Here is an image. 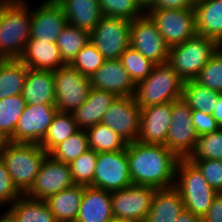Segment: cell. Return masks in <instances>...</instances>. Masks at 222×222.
<instances>
[{
	"label": "cell",
	"instance_id": "obj_31",
	"mask_svg": "<svg viewBox=\"0 0 222 222\" xmlns=\"http://www.w3.org/2000/svg\"><path fill=\"white\" fill-rule=\"evenodd\" d=\"M78 130L79 128L72 113L57 112L39 145L49 153L59 143Z\"/></svg>",
	"mask_w": 222,
	"mask_h": 222
},
{
	"label": "cell",
	"instance_id": "obj_33",
	"mask_svg": "<svg viewBox=\"0 0 222 222\" xmlns=\"http://www.w3.org/2000/svg\"><path fill=\"white\" fill-rule=\"evenodd\" d=\"M222 94L200 85L195 80L185 81L183 87V99L192 110H201L212 114L218 98Z\"/></svg>",
	"mask_w": 222,
	"mask_h": 222
},
{
	"label": "cell",
	"instance_id": "obj_41",
	"mask_svg": "<svg viewBox=\"0 0 222 222\" xmlns=\"http://www.w3.org/2000/svg\"><path fill=\"white\" fill-rule=\"evenodd\" d=\"M200 85L222 94V48L220 47L194 79Z\"/></svg>",
	"mask_w": 222,
	"mask_h": 222
},
{
	"label": "cell",
	"instance_id": "obj_28",
	"mask_svg": "<svg viewBox=\"0 0 222 222\" xmlns=\"http://www.w3.org/2000/svg\"><path fill=\"white\" fill-rule=\"evenodd\" d=\"M12 222H56L45 200L18 198L3 212Z\"/></svg>",
	"mask_w": 222,
	"mask_h": 222
},
{
	"label": "cell",
	"instance_id": "obj_38",
	"mask_svg": "<svg viewBox=\"0 0 222 222\" xmlns=\"http://www.w3.org/2000/svg\"><path fill=\"white\" fill-rule=\"evenodd\" d=\"M97 152L88 149L69 163L74 184L93 187V175L96 167Z\"/></svg>",
	"mask_w": 222,
	"mask_h": 222
},
{
	"label": "cell",
	"instance_id": "obj_6",
	"mask_svg": "<svg viewBox=\"0 0 222 222\" xmlns=\"http://www.w3.org/2000/svg\"><path fill=\"white\" fill-rule=\"evenodd\" d=\"M47 155L39 144L13 142L1 155L14 186L22 195L31 188Z\"/></svg>",
	"mask_w": 222,
	"mask_h": 222
},
{
	"label": "cell",
	"instance_id": "obj_45",
	"mask_svg": "<svg viewBox=\"0 0 222 222\" xmlns=\"http://www.w3.org/2000/svg\"><path fill=\"white\" fill-rule=\"evenodd\" d=\"M202 218L203 222H222V192L216 195L212 205Z\"/></svg>",
	"mask_w": 222,
	"mask_h": 222
},
{
	"label": "cell",
	"instance_id": "obj_10",
	"mask_svg": "<svg viewBox=\"0 0 222 222\" xmlns=\"http://www.w3.org/2000/svg\"><path fill=\"white\" fill-rule=\"evenodd\" d=\"M131 21L104 16L90 32V42L106 60L120 59L130 46Z\"/></svg>",
	"mask_w": 222,
	"mask_h": 222
},
{
	"label": "cell",
	"instance_id": "obj_24",
	"mask_svg": "<svg viewBox=\"0 0 222 222\" xmlns=\"http://www.w3.org/2000/svg\"><path fill=\"white\" fill-rule=\"evenodd\" d=\"M65 13L67 23L89 33L104 17L98 0H56Z\"/></svg>",
	"mask_w": 222,
	"mask_h": 222
},
{
	"label": "cell",
	"instance_id": "obj_49",
	"mask_svg": "<svg viewBox=\"0 0 222 222\" xmlns=\"http://www.w3.org/2000/svg\"><path fill=\"white\" fill-rule=\"evenodd\" d=\"M10 143V138L0 131V157Z\"/></svg>",
	"mask_w": 222,
	"mask_h": 222
},
{
	"label": "cell",
	"instance_id": "obj_52",
	"mask_svg": "<svg viewBox=\"0 0 222 222\" xmlns=\"http://www.w3.org/2000/svg\"><path fill=\"white\" fill-rule=\"evenodd\" d=\"M0 222H12L5 214L0 218Z\"/></svg>",
	"mask_w": 222,
	"mask_h": 222
},
{
	"label": "cell",
	"instance_id": "obj_48",
	"mask_svg": "<svg viewBox=\"0 0 222 222\" xmlns=\"http://www.w3.org/2000/svg\"><path fill=\"white\" fill-rule=\"evenodd\" d=\"M212 115L219 128H222V95L218 98L212 111Z\"/></svg>",
	"mask_w": 222,
	"mask_h": 222
},
{
	"label": "cell",
	"instance_id": "obj_46",
	"mask_svg": "<svg viewBox=\"0 0 222 222\" xmlns=\"http://www.w3.org/2000/svg\"><path fill=\"white\" fill-rule=\"evenodd\" d=\"M195 0H153L148 8H194Z\"/></svg>",
	"mask_w": 222,
	"mask_h": 222
},
{
	"label": "cell",
	"instance_id": "obj_19",
	"mask_svg": "<svg viewBox=\"0 0 222 222\" xmlns=\"http://www.w3.org/2000/svg\"><path fill=\"white\" fill-rule=\"evenodd\" d=\"M90 83L92 88L111 92L116 96H132L136 87L120 59L105 60L90 77Z\"/></svg>",
	"mask_w": 222,
	"mask_h": 222
},
{
	"label": "cell",
	"instance_id": "obj_37",
	"mask_svg": "<svg viewBox=\"0 0 222 222\" xmlns=\"http://www.w3.org/2000/svg\"><path fill=\"white\" fill-rule=\"evenodd\" d=\"M188 160L215 159L222 160V128L198 136L194 150Z\"/></svg>",
	"mask_w": 222,
	"mask_h": 222
},
{
	"label": "cell",
	"instance_id": "obj_20",
	"mask_svg": "<svg viewBox=\"0 0 222 222\" xmlns=\"http://www.w3.org/2000/svg\"><path fill=\"white\" fill-rule=\"evenodd\" d=\"M112 217L111 192L84 186L75 222H107Z\"/></svg>",
	"mask_w": 222,
	"mask_h": 222
},
{
	"label": "cell",
	"instance_id": "obj_50",
	"mask_svg": "<svg viewBox=\"0 0 222 222\" xmlns=\"http://www.w3.org/2000/svg\"><path fill=\"white\" fill-rule=\"evenodd\" d=\"M140 6L146 10L152 3H153V0H136Z\"/></svg>",
	"mask_w": 222,
	"mask_h": 222
},
{
	"label": "cell",
	"instance_id": "obj_16",
	"mask_svg": "<svg viewBox=\"0 0 222 222\" xmlns=\"http://www.w3.org/2000/svg\"><path fill=\"white\" fill-rule=\"evenodd\" d=\"M57 112L55 105H26L11 142L40 144Z\"/></svg>",
	"mask_w": 222,
	"mask_h": 222
},
{
	"label": "cell",
	"instance_id": "obj_2",
	"mask_svg": "<svg viewBox=\"0 0 222 222\" xmlns=\"http://www.w3.org/2000/svg\"><path fill=\"white\" fill-rule=\"evenodd\" d=\"M25 0L0 3V58L19 59L31 34V12Z\"/></svg>",
	"mask_w": 222,
	"mask_h": 222
},
{
	"label": "cell",
	"instance_id": "obj_44",
	"mask_svg": "<svg viewBox=\"0 0 222 222\" xmlns=\"http://www.w3.org/2000/svg\"><path fill=\"white\" fill-rule=\"evenodd\" d=\"M191 119L198 136L211 133L219 129L213 115L201 110H192Z\"/></svg>",
	"mask_w": 222,
	"mask_h": 222
},
{
	"label": "cell",
	"instance_id": "obj_17",
	"mask_svg": "<svg viewBox=\"0 0 222 222\" xmlns=\"http://www.w3.org/2000/svg\"><path fill=\"white\" fill-rule=\"evenodd\" d=\"M31 12L30 39L56 43L61 30L68 24L63 8L56 0H44Z\"/></svg>",
	"mask_w": 222,
	"mask_h": 222
},
{
	"label": "cell",
	"instance_id": "obj_13",
	"mask_svg": "<svg viewBox=\"0 0 222 222\" xmlns=\"http://www.w3.org/2000/svg\"><path fill=\"white\" fill-rule=\"evenodd\" d=\"M130 46L156 65L168 61L170 48L146 13L131 21Z\"/></svg>",
	"mask_w": 222,
	"mask_h": 222
},
{
	"label": "cell",
	"instance_id": "obj_36",
	"mask_svg": "<svg viewBox=\"0 0 222 222\" xmlns=\"http://www.w3.org/2000/svg\"><path fill=\"white\" fill-rule=\"evenodd\" d=\"M120 61L135 85L146 79L156 65L131 46L120 56Z\"/></svg>",
	"mask_w": 222,
	"mask_h": 222
},
{
	"label": "cell",
	"instance_id": "obj_11",
	"mask_svg": "<svg viewBox=\"0 0 222 222\" xmlns=\"http://www.w3.org/2000/svg\"><path fill=\"white\" fill-rule=\"evenodd\" d=\"M132 185L127 147L114 152L97 153L93 187L113 192Z\"/></svg>",
	"mask_w": 222,
	"mask_h": 222
},
{
	"label": "cell",
	"instance_id": "obj_8",
	"mask_svg": "<svg viewBox=\"0 0 222 222\" xmlns=\"http://www.w3.org/2000/svg\"><path fill=\"white\" fill-rule=\"evenodd\" d=\"M55 84V106L58 112H73L80 107L92 88L90 78L81 74L70 64L53 71Z\"/></svg>",
	"mask_w": 222,
	"mask_h": 222
},
{
	"label": "cell",
	"instance_id": "obj_39",
	"mask_svg": "<svg viewBox=\"0 0 222 222\" xmlns=\"http://www.w3.org/2000/svg\"><path fill=\"white\" fill-rule=\"evenodd\" d=\"M106 17L122 18L133 21L141 17L145 10L136 0H98Z\"/></svg>",
	"mask_w": 222,
	"mask_h": 222
},
{
	"label": "cell",
	"instance_id": "obj_14",
	"mask_svg": "<svg viewBox=\"0 0 222 222\" xmlns=\"http://www.w3.org/2000/svg\"><path fill=\"white\" fill-rule=\"evenodd\" d=\"M141 108L134 95L117 96L105 112L102 124L107 125L127 143L137 141L140 132Z\"/></svg>",
	"mask_w": 222,
	"mask_h": 222
},
{
	"label": "cell",
	"instance_id": "obj_30",
	"mask_svg": "<svg viewBox=\"0 0 222 222\" xmlns=\"http://www.w3.org/2000/svg\"><path fill=\"white\" fill-rule=\"evenodd\" d=\"M89 149L100 152L124 150L127 142L107 125L96 124L86 129Z\"/></svg>",
	"mask_w": 222,
	"mask_h": 222
},
{
	"label": "cell",
	"instance_id": "obj_25",
	"mask_svg": "<svg viewBox=\"0 0 222 222\" xmlns=\"http://www.w3.org/2000/svg\"><path fill=\"white\" fill-rule=\"evenodd\" d=\"M196 31L222 44V0H197L194 5Z\"/></svg>",
	"mask_w": 222,
	"mask_h": 222
},
{
	"label": "cell",
	"instance_id": "obj_5",
	"mask_svg": "<svg viewBox=\"0 0 222 222\" xmlns=\"http://www.w3.org/2000/svg\"><path fill=\"white\" fill-rule=\"evenodd\" d=\"M183 79L167 64L155 65L151 74L136 84L134 98L142 109L182 98Z\"/></svg>",
	"mask_w": 222,
	"mask_h": 222
},
{
	"label": "cell",
	"instance_id": "obj_26",
	"mask_svg": "<svg viewBox=\"0 0 222 222\" xmlns=\"http://www.w3.org/2000/svg\"><path fill=\"white\" fill-rule=\"evenodd\" d=\"M184 209L183 199L174 187L157 189L144 222H175Z\"/></svg>",
	"mask_w": 222,
	"mask_h": 222
},
{
	"label": "cell",
	"instance_id": "obj_32",
	"mask_svg": "<svg viewBox=\"0 0 222 222\" xmlns=\"http://www.w3.org/2000/svg\"><path fill=\"white\" fill-rule=\"evenodd\" d=\"M90 42V33L67 24L57 38V46L61 58L66 64H70L77 53Z\"/></svg>",
	"mask_w": 222,
	"mask_h": 222
},
{
	"label": "cell",
	"instance_id": "obj_27",
	"mask_svg": "<svg viewBox=\"0 0 222 222\" xmlns=\"http://www.w3.org/2000/svg\"><path fill=\"white\" fill-rule=\"evenodd\" d=\"M83 191V185L74 184L45 200L56 222L76 221Z\"/></svg>",
	"mask_w": 222,
	"mask_h": 222
},
{
	"label": "cell",
	"instance_id": "obj_15",
	"mask_svg": "<svg viewBox=\"0 0 222 222\" xmlns=\"http://www.w3.org/2000/svg\"><path fill=\"white\" fill-rule=\"evenodd\" d=\"M73 185L70 165L57 161L48 154L31 188L24 195L31 199L46 200Z\"/></svg>",
	"mask_w": 222,
	"mask_h": 222
},
{
	"label": "cell",
	"instance_id": "obj_51",
	"mask_svg": "<svg viewBox=\"0 0 222 222\" xmlns=\"http://www.w3.org/2000/svg\"><path fill=\"white\" fill-rule=\"evenodd\" d=\"M107 222H129V221H127V220H123V219H121V218H117V217H112V218H110Z\"/></svg>",
	"mask_w": 222,
	"mask_h": 222
},
{
	"label": "cell",
	"instance_id": "obj_7",
	"mask_svg": "<svg viewBox=\"0 0 222 222\" xmlns=\"http://www.w3.org/2000/svg\"><path fill=\"white\" fill-rule=\"evenodd\" d=\"M145 13L155 23L169 48L197 34L194 8H147Z\"/></svg>",
	"mask_w": 222,
	"mask_h": 222
},
{
	"label": "cell",
	"instance_id": "obj_40",
	"mask_svg": "<svg viewBox=\"0 0 222 222\" xmlns=\"http://www.w3.org/2000/svg\"><path fill=\"white\" fill-rule=\"evenodd\" d=\"M105 60V57L98 51L96 46L89 42L77 53L70 65L84 76L90 78Z\"/></svg>",
	"mask_w": 222,
	"mask_h": 222
},
{
	"label": "cell",
	"instance_id": "obj_29",
	"mask_svg": "<svg viewBox=\"0 0 222 222\" xmlns=\"http://www.w3.org/2000/svg\"><path fill=\"white\" fill-rule=\"evenodd\" d=\"M27 67L19 59L0 61V100L22 94Z\"/></svg>",
	"mask_w": 222,
	"mask_h": 222
},
{
	"label": "cell",
	"instance_id": "obj_18",
	"mask_svg": "<svg viewBox=\"0 0 222 222\" xmlns=\"http://www.w3.org/2000/svg\"><path fill=\"white\" fill-rule=\"evenodd\" d=\"M172 102L141 109L138 142L165 145L171 121Z\"/></svg>",
	"mask_w": 222,
	"mask_h": 222
},
{
	"label": "cell",
	"instance_id": "obj_21",
	"mask_svg": "<svg viewBox=\"0 0 222 222\" xmlns=\"http://www.w3.org/2000/svg\"><path fill=\"white\" fill-rule=\"evenodd\" d=\"M19 60L28 68L34 70L55 71L66 65L62 60L56 43L30 39Z\"/></svg>",
	"mask_w": 222,
	"mask_h": 222
},
{
	"label": "cell",
	"instance_id": "obj_3",
	"mask_svg": "<svg viewBox=\"0 0 222 222\" xmlns=\"http://www.w3.org/2000/svg\"><path fill=\"white\" fill-rule=\"evenodd\" d=\"M174 188L181 195L185 210L200 217L207 213L218 194L187 158H180L177 162Z\"/></svg>",
	"mask_w": 222,
	"mask_h": 222
},
{
	"label": "cell",
	"instance_id": "obj_23",
	"mask_svg": "<svg viewBox=\"0 0 222 222\" xmlns=\"http://www.w3.org/2000/svg\"><path fill=\"white\" fill-rule=\"evenodd\" d=\"M116 97L114 93L91 88L85 103L71 112L78 128L86 130L101 123L105 112Z\"/></svg>",
	"mask_w": 222,
	"mask_h": 222
},
{
	"label": "cell",
	"instance_id": "obj_43",
	"mask_svg": "<svg viewBox=\"0 0 222 222\" xmlns=\"http://www.w3.org/2000/svg\"><path fill=\"white\" fill-rule=\"evenodd\" d=\"M21 196L22 194L14 186L6 165L0 157V205L13 204Z\"/></svg>",
	"mask_w": 222,
	"mask_h": 222
},
{
	"label": "cell",
	"instance_id": "obj_12",
	"mask_svg": "<svg viewBox=\"0 0 222 222\" xmlns=\"http://www.w3.org/2000/svg\"><path fill=\"white\" fill-rule=\"evenodd\" d=\"M157 188L130 185L111 192L113 216L129 222H144Z\"/></svg>",
	"mask_w": 222,
	"mask_h": 222
},
{
	"label": "cell",
	"instance_id": "obj_9",
	"mask_svg": "<svg viewBox=\"0 0 222 222\" xmlns=\"http://www.w3.org/2000/svg\"><path fill=\"white\" fill-rule=\"evenodd\" d=\"M191 112L192 109L183 97L172 102L171 123L165 146L179 158H187L197 143L198 135Z\"/></svg>",
	"mask_w": 222,
	"mask_h": 222
},
{
	"label": "cell",
	"instance_id": "obj_4",
	"mask_svg": "<svg viewBox=\"0 0 222 222\" xmlns=\"http://www.w3.org/2000/svg\"><path fill=\"white\" fill-rule=\"evenodd\" d=\"M219 48L214 39L196 34L170 47L167 64L184 82L194 80Z\"/></svg>",
	"mask_w": 222,
	"mask_h": 222
},
{
	"label": "cell",
	"instance_id": "obj_47",
	"mask_svg": "<svg viewBox=\"0 0 222 222\" xmlns=\"http://www.w3.org/2000/svg\"><path fill=\"white\" fill-rule=\"evenodd\" d=\"M175 222H203V218L184 209Z\"/></svg>",
	"mask_w": 222,
	"mask_h": 222
},
{
	"label": "cell",
	"instance_id": "obj_22",
	"mask_svg": "<svg viewBox=\"0 0 222 222\" xmlns=\"http://www.w3.org/2000/svg\"><path fill=\"white\" fill-rule=\"evenodd\" d=\"M26 105H55L54 74L51 70H34L27 67L22 91Z\"/></svg>",
	"mask_w": 222,
	"mask_h": 222
},
{
	"label": "cell",
	"instance_id": "obj_35",
	"mask_svg": "<svg viewBox=\"0 0 222 222\" xmlns=\"http://www.w3.org/2000/svg\"><path fill=\"white\" fill-rule=\"evenodd\" d=\"M26 107L22 94L0 100V131L10 139L14 136L20 115Z\"/></svg>",
	"mask_w": 222,
	"mask_h": 222
},
{
	"label": "cell",
	"instance_id": "obj_1",
	"mask_svg": "<svg viewBox=\"0 0 222 222\" xmlns=\"http://www.w3.org/2000/svg\"><path fill=\"white\" fill-rule=\"evenodd\" d=\"M127 157L133 185L157 189L174 187L176 165L180 158L165 145L138 141L128 143Z\"/></svg>",
	"mask_w": 222,
	"mask_h": 222
},
{
	"label": "cell",
	"instance_id": "obj_34",
	"mask_svg": "<svg viewBox=\"0 0 222 222\" xmlns=\"http://www.w3.org/2000/svg\"><path fill=\"white\" fill-rule=\"evenodd\" d=\"M88 149L86 130L79 129L54 147L48 154L57 161L69 164Z\"/></svg>",
	"mask_w": 222,
	"mask_h": 222
},
{
	"label": "cell",
	"instance_id": "obj_42",
	"mask_svg": "<svg viewBox=\"0 0 222 222\" xmlns=\"http://www.w3.org/2000/svg\"><path fill=\"white\" fill-rule=\"evenodd\" d=\"M202 173L206 182L218 193L222 192V160H189Z\"/></svg>",
	"mask_w": 222,
	"mask_h": 222
}]
</instances>
